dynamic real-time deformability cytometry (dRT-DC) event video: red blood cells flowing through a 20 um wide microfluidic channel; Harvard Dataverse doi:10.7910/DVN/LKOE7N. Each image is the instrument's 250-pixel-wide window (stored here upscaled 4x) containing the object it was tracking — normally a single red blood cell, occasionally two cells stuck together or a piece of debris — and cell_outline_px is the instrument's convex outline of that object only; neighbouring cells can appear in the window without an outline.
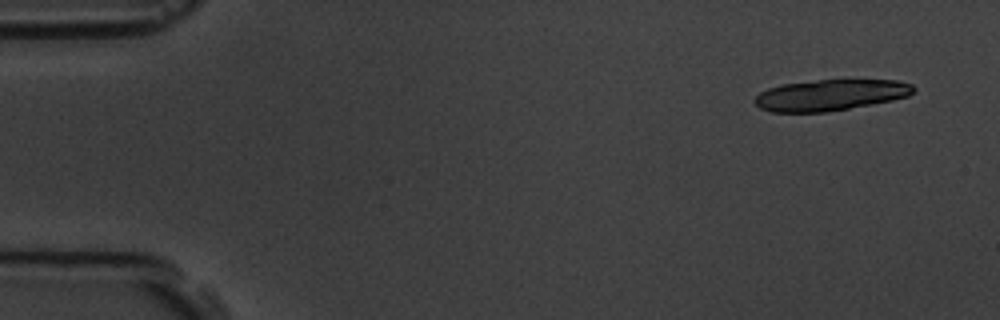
{"species": "common noctule bat (a hibernating species)", "species_latin": "Nyctalus noctula", "temperature_condition": "room temperature", "stored_images_in_passage": 4, "camera_frame_rate_fps": 3000, "um_per_image_px": 0.085, "animal": {"sex": "male", "body_mass_g": 19.5, "forearm_length_mm": 54.6}, "frame": {"image": 1, "passage_image": 1, "time_ms": 0.0, "image_size_px": [1000, 320], "cell_outline_px": [[916, 88], [908, 96], [892, 100], [872, 104], [828, 112], [772, 112], [760, 108], [756, 104], [756, 96], [760, 92], [768, 88], [784, 84], [816, 80], [896, 80], [912, 84]], "centroid_in_image_um": [70.6, 8.08], "position_along_channel_um": 14.4, "area_um2": 28.61}}